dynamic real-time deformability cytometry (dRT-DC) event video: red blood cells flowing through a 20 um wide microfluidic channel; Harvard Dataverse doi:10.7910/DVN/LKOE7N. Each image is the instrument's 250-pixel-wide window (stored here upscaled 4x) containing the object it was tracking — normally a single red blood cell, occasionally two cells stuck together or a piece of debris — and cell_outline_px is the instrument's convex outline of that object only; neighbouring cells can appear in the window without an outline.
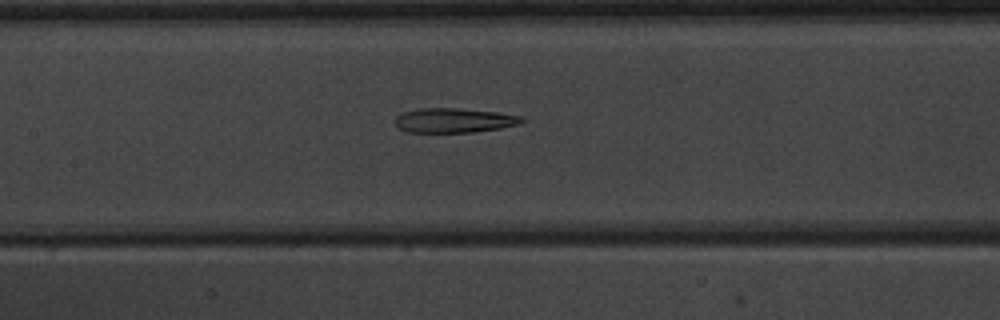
{"species": "common noctule bat (a hibernating species)", "species_latin": "Nyctalus noctula", "temperature_condition": "warm", "stored_images_in_passage": 7, "camera_frame_rate_fps": 3000, "um_per_image_px": 0.085, "animal": {"sex": "male", "body_mass_g": 20.1, "forearm_length_mm": 53.5}, "frame": {"image": 1, "passage_image": 7, "time_ms": 9.333, "image_size_px": [1000, 320], "cell_outline_px": [[524, 120], [520, 124], [500, 128], [472, 132], [408, 132], [396, 128], [396, 116], [404, 112], [420, 108], [460, 108], [496, 112], [524, 116]], "centroid_in_image_um": [38.6, 10.23], "position_along_channel_um": 168.8, "area_um2": 18.15}}